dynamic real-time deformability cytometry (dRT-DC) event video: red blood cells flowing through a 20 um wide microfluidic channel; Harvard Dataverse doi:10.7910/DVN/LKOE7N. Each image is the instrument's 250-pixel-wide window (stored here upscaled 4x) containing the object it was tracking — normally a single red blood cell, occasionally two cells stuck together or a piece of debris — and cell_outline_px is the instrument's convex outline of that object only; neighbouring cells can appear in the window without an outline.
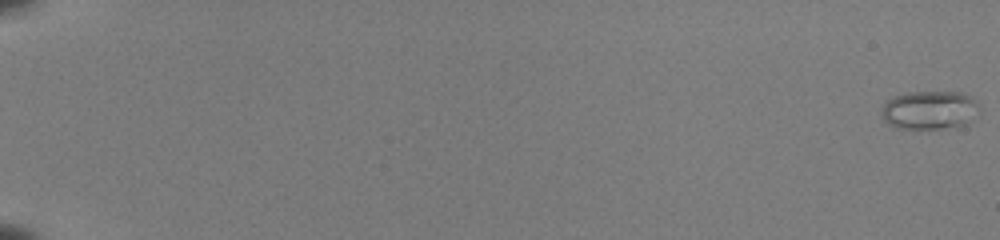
{"species": "common noctule bat (a hibernating species)", "species_latin": "Nyctalus noctula", "temperature_condition": "room temperature", "stored_images_in_passage": 55, "camera_frame_rate_fps": 3000, "um_per_image_px": 0.085, "animal": {"sex": "female", "body_mass_g": 22.0, "forearm_length_mm": 56.7}, "frame": {"image": 1, "passage_image": 1, "time_ms": 0.0, "image_size_px": [1000, 240], "cell_outline_px": [[980, 112], [972, 120], [956, 128], [896, 128], [888, 124], [880, 116], [884, 104], [892, 96], [908, 92], [960, 92], [972, 96], [976, 100], [980, 108]], "centroid_in_image_um": [79.04, 9.35], "position_along_channel_um": 6.0, "area_um2": 22.37}}
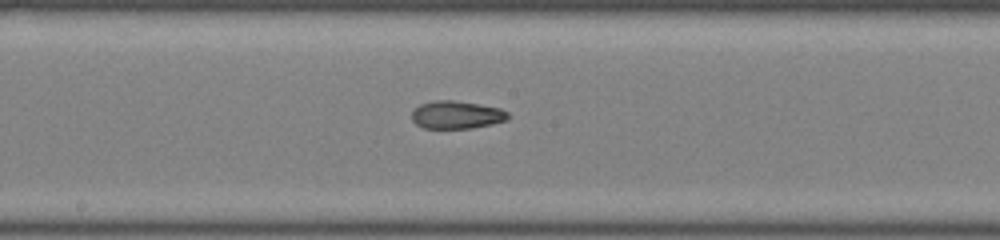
{"frame": {"image": 2, "passage_image": 33, "time_ms": 10.667, "image_size_px": [1000, 240], "cell_outline_px": [[508, 120], [492, 124], [472, 128], [424, 128], [416, 124], [412, 120], [412, 112], [420, 104], [436, 100], [452, 100], [500, 108], [508, 112]], "centroid_in_image_um": [38.81, 9.77], "position_along_channel_um": 209.4, "area_um2": 15.49}}
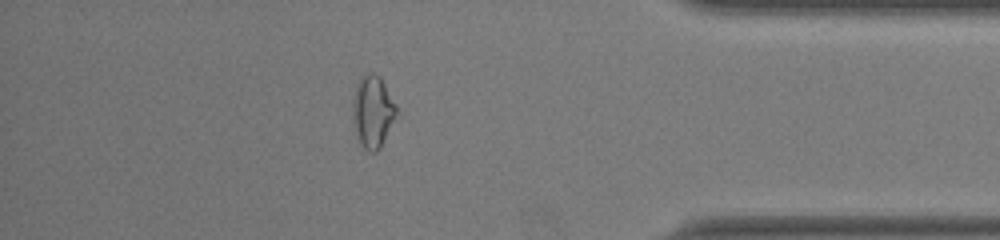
{"frame": {"image": 3, "passage_image": 49, "time_ms": 16.0, "image_size_px": [1000, 240], "cell_outline_px": [[400, 116], [380, 148], [376, 152], [372, 152], [364, 148], [360, 144], [356, 136], [352, 120], [352, 100], [356, 84], [360, 76], [364, 72], [372, 72], [380, 76], [396, 104]], "centroid_in_image_um": [31.7, 9.48], "position_along_channel_um": 403.5, "area_um2": 19.31}, "authors_computed_cell_mechanics": {"area_um2": 16.5886, "velocity_mm_per_s": 4.0097, "shape_relaxation_time_tau1_ms": null, "shape_relaxation_time_tau2_ms": 2.2578, "deformation_change_tau1": null, "deformation_change_tau2": 0.0747}}